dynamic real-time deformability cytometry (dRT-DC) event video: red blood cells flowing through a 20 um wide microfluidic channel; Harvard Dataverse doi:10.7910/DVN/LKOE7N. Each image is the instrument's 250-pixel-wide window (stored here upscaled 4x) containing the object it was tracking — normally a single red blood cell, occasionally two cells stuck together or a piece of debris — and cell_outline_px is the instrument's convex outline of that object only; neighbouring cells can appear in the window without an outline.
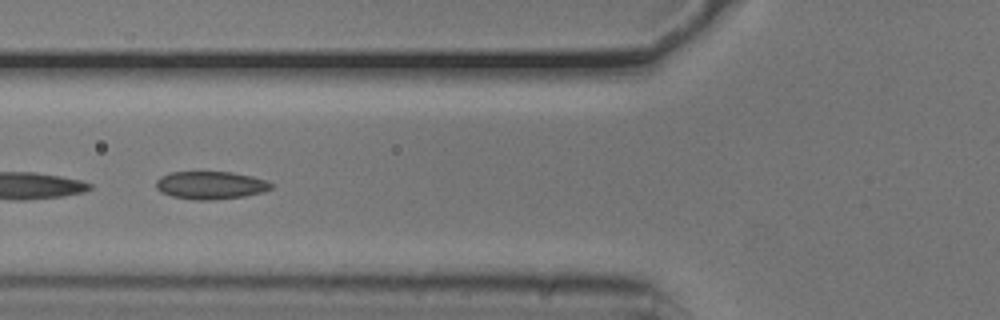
{"species": "common noctule bat (a hibernating species)", "species_latin": "Nyctalus noctula", "temperature_condition": "cold", "stored_images_in_passage": 15, "camera_frame_rate_fps": 3000, "um_per_image_px": 0.085, "animal": {"sex": "male", "body_mass_g": 20.5, "forearm_length_mm": 52.5}, "frame": {"image": 1, "passage_image": 11, "time_ms": 3.333, "image_size_px": [1000, 320], "cell_outline_px": [[276, 184], [272, 188], [264, 192], [244, 196], [212, 200], [192, 200], [172, 196], [160, 192], [156, 188], [156, 180], [160, 176], [172, 172], [232, 172], [252, 176]], "centroid_in_image_um": [17.91, 15.75], "position_along_channel_um": 107.9, "area_um2": 18.84}}